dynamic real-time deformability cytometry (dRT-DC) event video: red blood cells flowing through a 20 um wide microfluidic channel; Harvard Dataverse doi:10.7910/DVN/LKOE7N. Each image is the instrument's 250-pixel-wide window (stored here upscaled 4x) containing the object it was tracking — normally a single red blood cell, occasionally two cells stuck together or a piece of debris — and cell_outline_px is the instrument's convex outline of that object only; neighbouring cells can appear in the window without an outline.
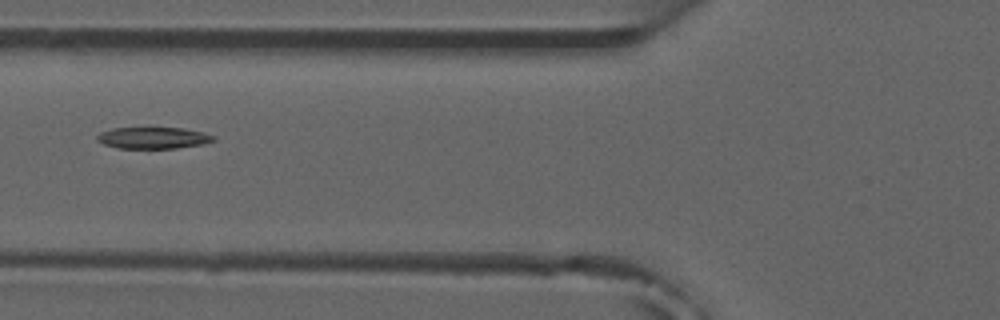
{"species": "common noctule bat (a hibernating species)", "species_latin": "Nyctalus noctula", "temperature_condition": "room temperature", "stored_images_in_passage": 2, "camera_frame_rate_fps": 3000, "um_per_image_px": 0.085, "animal": {"sex": "male", "forearm_length_mm": 52.5}, "frame": {"image": 1, "passage_image": 2, "time_ms": 1.333, "image_size_px": [1000, 320], "cell_outline_px": [[216, 140], [204, 144], [176, 148], [116, 148], [104, 144], [96, 140], [96, 136], [100, 132], [112, 128], [184, 128], [204, 132], [216, 136]], "centroid_in_image_um": [13.04, 11.72], "position_along_channel_um": 112.8, "area_um2": 14.74}}